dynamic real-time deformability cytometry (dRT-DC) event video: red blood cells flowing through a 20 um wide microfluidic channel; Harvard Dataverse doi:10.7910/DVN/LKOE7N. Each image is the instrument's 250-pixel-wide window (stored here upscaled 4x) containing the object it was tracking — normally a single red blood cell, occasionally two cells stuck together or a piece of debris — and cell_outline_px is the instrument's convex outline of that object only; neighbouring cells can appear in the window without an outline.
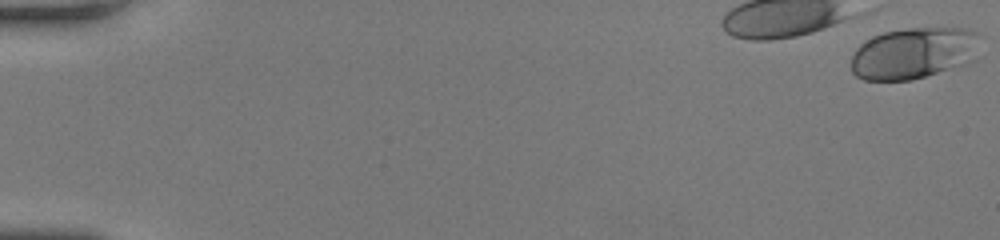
{"species": "human", "species_latin": "Homo sapiens", "temperature_condition": "room temperature", "stored_images_in_passage": 18, "camera_frame_rate_fps": 3000, "um_per_image_px": 0.085, "donor": {"sex": "female"}, "frame": {"image": 1, "passage_image": 1, "time_ms": 0.0, "image_size_px": [1000, 240], "cell_outline_px": [[984, 36], [976, 60], [964, 64], [912, 80], [864, 80], [856, 76], [852, 72], [852, 56], [856, 48], [864, 40], [872, 36], [884, 32], [908, 28], [964, 28], [976, 32]], "centroid_in_image_um": [77.73, 4.5], "position_along_channel_um": 7.3, "area_um2": 39.3}}